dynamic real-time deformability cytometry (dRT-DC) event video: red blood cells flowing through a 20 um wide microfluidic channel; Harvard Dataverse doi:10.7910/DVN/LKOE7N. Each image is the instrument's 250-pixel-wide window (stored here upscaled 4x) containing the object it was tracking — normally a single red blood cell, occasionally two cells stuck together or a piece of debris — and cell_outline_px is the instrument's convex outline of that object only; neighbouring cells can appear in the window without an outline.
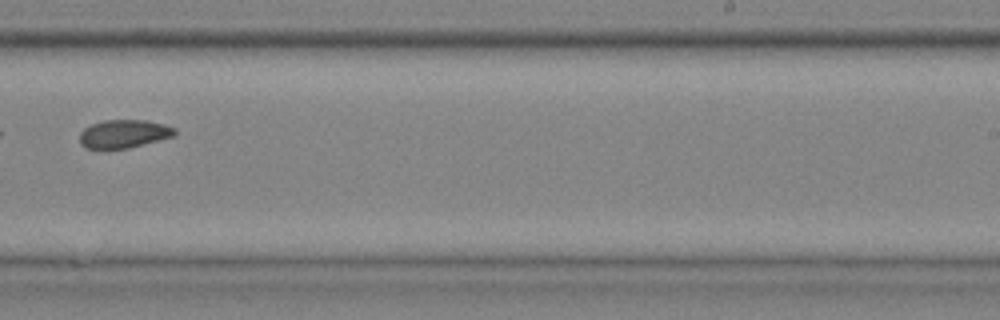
{"species": "common noctule bat (a hibernating species)", "species_latin": "Nyctalus noctula", "temperature_condition": "cold", "stored_images_in_passage": 38, "camera_frame_rate_fps": 3000, "um_per_image_px": 0.085, "animal": {"sex": "male", "body_mass_g": 20.4}, "frame": {"image": 1, "passage_image": 27, "time_ms": 8.667, "image_size_px": [1000, 320], "cell_outline_px": [[176, 136], [128, 148], [84, 148], [80, 144], [80, 132], [84, 128], [92, 124], [104, 120], [144, 120], [164, 124], [176, 128]], "centroid_in_image_um": [10.55, 11.37], "position_along_channel_um": 278.5, "area_um2": 15.66}}